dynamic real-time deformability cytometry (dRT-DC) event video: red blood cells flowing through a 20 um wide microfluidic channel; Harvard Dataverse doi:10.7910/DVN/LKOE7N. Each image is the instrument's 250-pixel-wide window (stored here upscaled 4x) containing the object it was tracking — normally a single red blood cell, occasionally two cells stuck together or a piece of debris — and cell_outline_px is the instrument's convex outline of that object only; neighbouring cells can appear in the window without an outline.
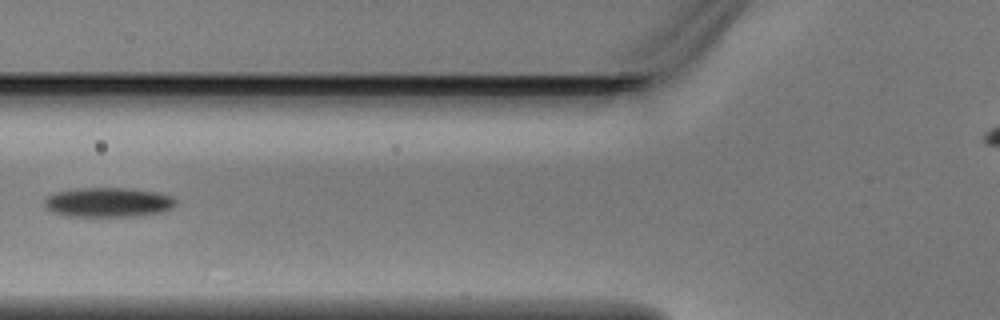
{"species": "Egyptian fruit bat (a non-hibernating species)", "species_latin": "Rousettus aegyptiacus", "temperature_condition": "warm", "stored_images_in_passage": 4, "camera_frame_rate_fps": 3000, "um_per_image_px": 0.085, "animal": {"sex": "male"}, "frame": {"image": 1, "passage_image": 4, "time_ms": 1.0, "image_size_px": [1000, 320], "cell_outline_px": [[176, 204], [172, 208], [160, 212], [136, 216], [68, 216], [52, 212], [44, 208], [44, 200], [52, 192], [76, 188], [132, 188], [160, 192], [172, 196], [176, 200]], "centroid_in_image_um": [9.18, 17.18], "position_along_channel_um": 116.6, "area_um2": 22.95}}